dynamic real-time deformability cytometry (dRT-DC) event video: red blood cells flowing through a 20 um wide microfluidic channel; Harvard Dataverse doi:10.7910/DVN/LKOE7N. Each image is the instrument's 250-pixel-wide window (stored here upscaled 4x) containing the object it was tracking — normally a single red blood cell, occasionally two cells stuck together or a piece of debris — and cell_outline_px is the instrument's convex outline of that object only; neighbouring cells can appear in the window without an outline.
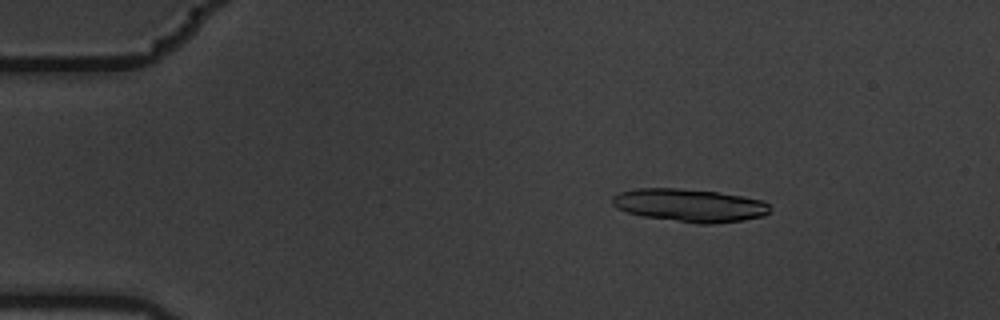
{"species": "common noctule bat (a hibernating species)", "species_latin": "Nyctalus noctula", "temperature_condition": "warm", "stored_images_in_passage": 9, "segment_of_instrument_passage": [1, 2], "camera_frame_rate_fps": 3000, "um_per_image_px": 0.085, "animal": {"sex": "male", "body_mass_g": 19.5, "forearm_length_mm": 54.6}, "frame": {"image": 1, "passage_image": 2, "time_ms": 0.333, "image_size_px": [1000, 320], "cell_outline_px": [[772, 212], [764, 216], [744, 220], [712, 224], [696, 224], [644, 216], [628, 212], [616, 208], [612, 204], [612, 196], [620, 192], [636, 188], [676, 188], [716, 192], [764, 200], [772, 208]], "centroid_in_image_um": [58.65, 17.46], "position_along_channel_um": 26.3, "area_um2": 30.46}}